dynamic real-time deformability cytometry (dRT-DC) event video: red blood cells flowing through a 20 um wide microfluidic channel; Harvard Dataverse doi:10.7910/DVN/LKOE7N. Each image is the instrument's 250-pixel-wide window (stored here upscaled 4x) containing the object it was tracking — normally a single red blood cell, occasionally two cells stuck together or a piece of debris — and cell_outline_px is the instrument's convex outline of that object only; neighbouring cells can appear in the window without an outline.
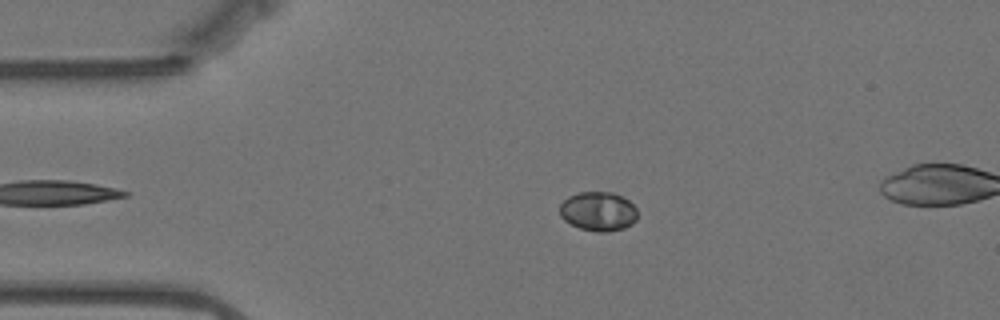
{"species": "Egyptian fruit bat (a non-hibernating species)", "species_latin": "Rousettus aegyptiacus", "temperature_condition": "warm", "stored_images_in_passage": 51, "camera_frame_rate_fps": 3000, "um_per_image_px": 0.085, "animal": {"sex": "female"}, "frame": {"image": 1, "passage_image": 11, "time_ms": 3.333, "image_size_px": [1000, 320], "cell_outline_px": [[636, 220], [632, 224], [624, 228], [608, 232], [596, 232], [580, 228], [564, 220], [560, 216], [560, 204], [568, 196], [580, 192], [612, 192], [628, 200], [636, 208]], "centroid_in_image_um": [50.84, 17.97], "position_along_channel_um": 34.2, "area_um2": 17.74}}
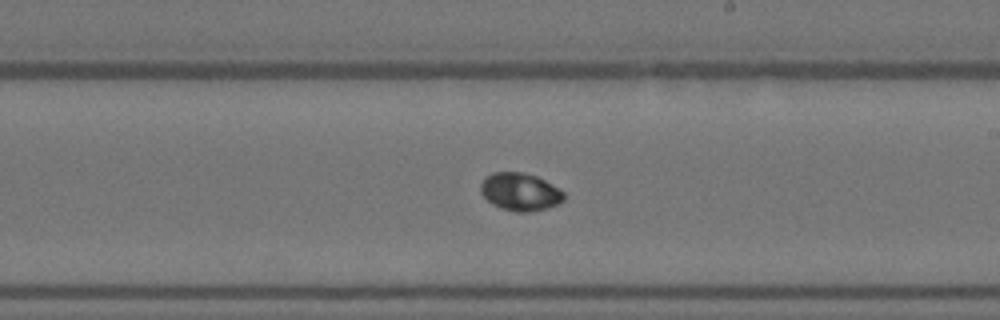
{"frame": {"image": 2, "passage_image": 32, "time_ms": 10.333, "image_size_px": [1000, 320], "cell_outline_px": [[564, 200], [560, 204], [528, 212], [516, 212], [500, 208], [492, 204], [480, 192], [480, 184], [492, 172], [524, 172], [536, 176], [552, 184], [564, 192]], "centroid_in_image_um": [44.22, 16.3], "position_along_channel_um": 244.8, "area_um2": 18.26}}
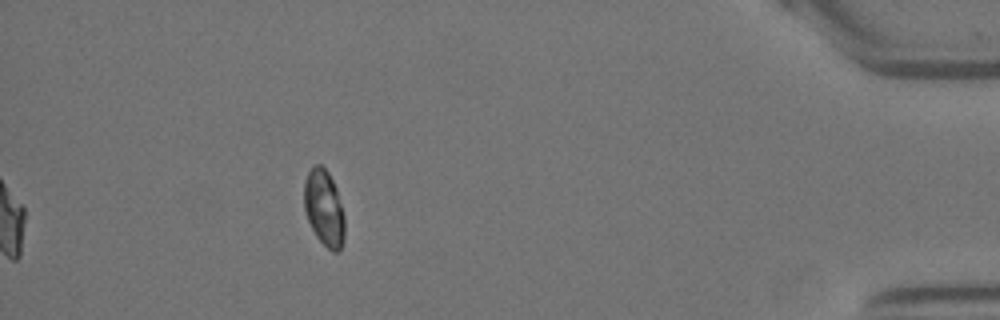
{"frame": {"image": 3, "passage_image": 51, "time_ms": 16.667, "image_size_px": [1000, 320], "cell_outline_px": [[344, 240], [340, 252], [332, 252], [316, 236], [308, 220], [304, 208], [304, 180], [308, 172], [316, 164], [320, 164], [328, 172], [336, 188], [344, 216]], "centroid_in_image_um": [27.55, 17.7], "position_along_channel_um": 407.7, "area_um2": 17.92}, "authors_computed_cell_mechanics": {"area_um2": 17.8602, "velocity_mm_per_s": 3.4789, "shape_relaxation_time_tau1_ms": 3.8963, "shape_relaxation_time_tau2_ms": null, "deformation_change_tau1": 0.0616, "deformation_change_tau2": null}}